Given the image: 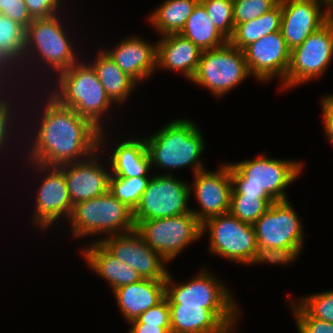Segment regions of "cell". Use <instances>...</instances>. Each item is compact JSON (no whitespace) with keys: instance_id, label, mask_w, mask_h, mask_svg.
Returning <instances> with one entry per match:
<instances>
[{"instance_id":"obj_25","label":"cell","mask_w":333,"mask_h":333,"mask_svg":"<svg viewBox=\"0 0 333 333\" xmlns=\"http://www.w3.org/2000/svg\"><path fill=\"white\" fill-rule=\"evenodd\" d=\"M113 150L109 161L112 168L111 176L125 178L148 176L151 163L145 139H126L118 143Z\"/></svg>"},{"instance_id":"obj_31","label":"cell","mask_w":333,"mask_h":333,"mask_svg":"<svg viewBox=\"0 0 333 333\" xmlns=\"http://www.w3.org/2000/svg\"><path fill=\"white\" fill-rule=\"evenodd\" d=\"M149 180L148 176L131 178L110 176L109 192L134 210L146 190Z\"/></svg>"},{"instance_id":"obj_41","label":"cell","mask_w":333,"mask_h":333,"mask_svg":"<svg viewBox=\"0 0 333 333\" xmlns=\"http://www.w3.org/2000/svg\"><path fill=\"white\" fill-rule=\"evenodd\" d=\"M30 15L35 18H48L57 15L61 0H24Z\"/></svg>"},{"instance_id":"obj_12","label":"cell","mask_w":333,"mask_h":333,"mask_svg":"<svg viewBox=\"0 0 333 333\" xmlns=\"http://www.w3.org/2000/svg\"><path fill=\"white\" fill-rule=\"evenodd\" d=\"M207 270L186 283L173 284L171 273L165 281V297L169 304L204 305L208 310H238L228 289Z\"/></svg>"},{"instance_id":"obj_19","label":"cell","mask_w":333,"mask_h":333,"mask_svg":"<svg viewBox=\"0 0 333 333\" xmlns=\"http://www.w3.org/2000/svg\"><path fill=\"white\" fill-rule=\"evenodd\" d=\"M193 189L201 211L191 210L204 223L207 219L230 211L232 180L230 165L227 163L216 172L203 170L193 175Z\"/></svg>"},{"instance_id":"obj_29","label":"cell","mask_w":333,"mask_h":333,"mask_svg":"<svg viewBox=\"0 0 333 333\" xmlns=\"http://www.w3.org/2000/svg\"><path fill=\"white\" fill-rule=\"evenodd\" d=\"M200 0H165L151 13L149 21L162 36L180 33Z\"/></svg>"},{"instance_id":"obj_36","label":"cell","mask_w":333,"mask_h":333,"mask_svg":"<svg viewBox=\"0 0 333 333\" xmlns=\"http://www.w3.org/2000/svg\"><path fill=\"white\" fill-rule=\"evenodd\" d=\"M302 248L284 247L271 248L268 246H257L252 264L270 262L272 264H289L297 258Z\"/></svg>"},{"instance_id":"obj_1","label":"cell","mask_w":333,"mask_h":333,"mask_svg":"<svg viewBox=\"0 0 333 333\" xmlns=\"http://www.w3.org/2000/svg\"><path fill=\"white\" fill-rule=\"evenodd\" d=\"M44 105L37 122L39 127L34 125L36 128L32 132L36 135L31 136L34 140L28 152L31 164L60 166L87 159L102 149L106 139L104 130L72 108L60 105L50 95Z\"/></svg>"},{"instance_id":"obj_20","label":"cell","mask_w":333,"mask_h":333,"mask_svg":"<svg viewBox=\"0 0 333 333\" xmlns=\"http://www.w3.org/2000/svg\"><path fill=\"white\" fill-rule=\"evenodd\" d=\"M97 153L99 152L93 154L91 158L58 166L64 172L73 205L109 191L111 172L107 168L104 170V166L100 165Z\"/></svg>"},{"instance_id":"obj_35","label":"cell","mask_w":333,"mask_h":333,"mask_svg":"<svg viewBox=\"0 0 333 333\" xmlns=\"http://www.w3.org/2000/svg\"><path fill=\"white\" fill-rule=\"evenodd\" d=\"M280 0H233V20L235 24L254 20L271 11Z\"/></svg>"},{"instance_id":"obj_4","label":"cell","mask_w":333,"mask_h":333,"mask_svg":"<svg viewBox=\"0 0 333 333\" xmlns=\"http://www.w3.org/2000/svg\"><path fill=\"white\" fill-rule=\"evenodd\" d=\"M53 92L48 93L60 105L72 108L78 115L90 120L101 131L103 114L113 102L107 96L91 64L74 63L68 70L58 74Z\"/></svg>"},{"instance_id":"obj_34","label":"cell","mask_w":333,"mask_h":333,"mask_svg":"<svg viewBox=\"0 0 333 333\" xmlns=\"http://www.w3.org/2000/svg\"><path fill=\"white\" fill-rule=\"evenodd\" d=\"M296 303L311 317L333 323V291L311 294Z\"/></svg>"},{"instance_id":"obj_27","label":"cell","mask_w":333,"mask_h":333,"mask_svg":"<svg viewBox=\"0 0 333 333\" xmlns=\"http://www.w3.org/2000/svg\"><path fill=\"white\" fill-rule=\"evenodd\" d=\"M202 51L216 49L228 43V39L215 27L205 7L199 2L179 33Z\"/></svg>"},{"instance_id":"obj_37","label":"cell","mask_w":333,"mask_h":333,"mask_svg":"<svg viewBox=\"0 0 333 333\" xmlns=\"http://www.w3.org/2000/svg\"><path fill=\"white\" fill-rule=\"evenodd\" d=\"M291 307L295 313L299 333H333V323L311 318L291 297Z\"/></svg>"},{"instance_id":"obj_17","label":"cell","mask_w":333,"mask_h":333,"mask_svg":"<svg viewBox=\"0 0 333 333\" xmlns=\"http://www.w3.org/2000/svg\"><path fill=\"white\" fill-rule=\"evenodd\" d=\"M248 70L258 81L280 77L282 89L290 63L291 50L281 31L268 34L248 45L244 50Z\"/></svg>"},{"instance_id":"obj_8","label":"cell","mask_w":333,"mask_h":333,"mask_svg":"<svg viewBox=\"0 0 333 333\" xmlns=\"http://www.w3.org/2000/svg\"><path fill=\"white\" fill-rule=\"evenodd\" d=\"M250 75L244 52L228 42L220 48L202 51L191 81L219 98Z\"/></svg>"},{"instance_id":"obj_42","label":"cell","mask_w":333,"mask_h":333,"mask_svg":"<svg viewBox=\"0 0 333 333\" xmlns=\"http://www.w3.org/2000/svg\"><path fill=\"white\" fill-rule=\"evenodd\" d=\"M21 66L22 65H20L9 53H7L4 49H2L0 47V87H1V84L4 87L8 84L7 83L8 81L11 82L9 76H11L13 73L14 74H16V73L20 74L21 72L20 71L18 72L17 69L19 68V70H20ZM6 76H8V78ZM5 83H6V85H4Z\"/></svg>"},{"instance_id":"obj_39","label":"cell","mask_w":333,"mask_h":333,"mask_svg":"<svg viewBox=\"0 0 333 333\" xmlns=\"http://www.w3.org/2000/svg\"><path fill=\"white\" fill-rule=\"evenodd\" d=\"M137 319L141 323L158 325L160 327H171L170 307L167 298L165 297L156 306L143 312Z\"/></svg>"},{"instance_id":"obj_23","label":"cell","mask_w":333,"mask_h":333,"mask_svg":"<svg viewBox=\"0 0 333 333\" xmlns=\"http://www.w3.org/2000/svg\"><path fill=\"white\" fill-rule=\"evenodd\" d=\"M166 280L142 279L113 290L121 314L131 322L165 298Z\"/></svg>"},{"instance_id":"obj_14","label":"cell","mask_w":333,"mask_h":333,"mask_svg":"<svg viewBox=\"0 0 333 333\" xmlns=\"http://www.w3.org/2000/svg\"><path fill=\"white\" fill-rule=\"evenodd\" d=\"M99 242L118 260L129 265L142 279L166 280L167 262L159 253L151 249L136 231L105 236Z\"/></svg>"},{"instance_id":"obj_11","label":"cell","mask_w":333,"mask_h":333,"mask_svg":"<svg viewBox=\"0 0 333 333\" xmlns=\"http://www.w3.org/2000/svg\"><path fill=\"white\" fill-rule=\"evenodd\" d=\"M333 58V16L291 50L285 89L324 74Z\"/></svg>"},{"instance_id":"obj_43","label":"cell","mask_w":333,"mask_h":333,"mask_svg":"<svg viewBox=\"0 0 333 333\" xmlns=\"http://www.w3.org/2000/svg\"><path fill=\"white\" fill-rule=\"evenodd\" d=\"M322 113L326 137L333 142V95L322 99Z\"/></svg>"},{"instance_id":"obj_18","label":"cell","mask_w":333,"mask_h":333,"mask_svg":"<svg viewBox=\"0 0 333 333\" xmlns=\"http://www.w3.org/2000/svg\"><path fill=\"white\" fill-rule=\"evenodd\" d=\"M171 333H234L239 310H208L204 305L169 304Z\"/></svg>"},{"instance_id":"obj_44","label":"cell","mask_w":333,"mask_h":333,"mask_svg":"<svg viewBox=\"0 0 333 333\" xmlns=\"http://www.w3.org/2000/svg\"><path fill=\"white\" fill-rule=\"evenodd\" d=\"M131 329L128 333H171V327L141 323L138 319L129 322Z\"/></svg>"},{"instance_id":"obj_10","label":"cell","mask_w":333,"mask_h":333,"mask_svg":"<svg viewBox=\"0 0 333 333\" xmlns=\"http://www.w3.org/2000/svg\"><path fill=\"white\" fill-rule=\"evenodd\" d=\"M191 188L172 173L151 177L133 210L134 221L173 217L192 213L188 207Z\"/></svg>"},{"instance_id":"obj_30","label":"cell","mask_w":333,"mask_h":333,"mask_svg":"<svg viewBox=\"0 0 333 333\" xmlns=\"http://www.w3.org/2000/svg\"><path fill=\"white\" fill-rule=\"evenodd\" d=\"M25 36L26 29L22 25L0 14V47L24 68Z\"/></svg>"},{"instance_id":"obj_38","label":"cell","mask_w":333,"mask_h":333,"mask_svg":"<svg viewBox=\"0 0 333 333\" xmlns=\"http://www.w3.org/2000/svg\"><path fill=\"white\" fill-rule=\"evenodd\" d=\"M0 14L13 19L25 29L34 19L24 0H0Z\"/></svg>"},{"instance_id":"obj_26","label":"cell","mask_w":333,"mask_h":333,"mask_svg":"<svg viewBox=\"0 0 333 333\" xmlns=\"http://www.w3.org/2000/svg\"><path fill=\"white\" fill-rule=\"evenodd\" d=\"M93 62L91 65L110 100L117 104L124 103L137 83L124 73L103 49L99 50Z\"/></svg>"},{"instance_id":"obj_32","label":"cell","mask_w":333,"mask_h":333,"mask_svg":"<svg viewBox=\"0 0 333 333\" xmlns=\"http://www.w3.org/2000/svg\"><path fill=\"white\" fill-rule=\"evenodd\" d=\"M270 206L265 197L231 195L229 212L241 222L253 225Z\"/></svg>"},{"instance_id":"obj_40","label":"cell","mask_w":333,"mask_h":333,"mask_svg":"<svg viewBox=\"0 0 333 333\" xmlns=\"http://www.w3.org/2000/svg\"><path fill=\"white\" fill-rule=\"evenodd\" d=\"M6 98L8 97H5L4 95L0 98V153L4 152L2 150H5L6 149L5 146L7 147L9 144L10 140L9 138L11 137L10 131L12 130V128H14L12 124L14 123L13 121L15 120V117L13 116L14 113H12L15 111L13 110V107L10 104L11 102L8 99L6 100ZM5 143H7V145Z\"/></svg>"},{"instance_id":"obj_9","label":"cell","mask_w":333,"mask_h":333,"mask_svg":"<svg viewBox=\"0 0 333 333\" xmlns=\"http://www.w3.org/2000/svg\"><path fill=\"white\" fill-rule=\"evenodd\" d=\"M206 231H209L210 235L211 253L231 262L250 265L257 248L253 225L241 222L228 212L211 217L202 223V233Z\"/></svg>"},{"instance_id":"obj_16","label":"cell","mask_w":333,"mask_h":333,"mask_svg":"<svg viewBox=\"0 0 333 333\" xmlns=\"http://www.w3.org/2000/svg\"><path fill=\"white\" fill-rule=\"evenodd\" d=\"M36 171H46L43 181L37 190L34 219L32 222L40 226L43 230L47 229L61 216L69 218L73 204L69 196L67 182L64 172L58 166H43L37 163ZM38 167V168H37Z\"/></svg>"},{"instance_id":"obj_3","label":"cell","mask_w":333,"mask_h":333,"mask_svg":"<svg viewBox=\"0 0 333 333\" xmlns=\"http://www.w3.org/2000/svg\"><path fill=\"white\" fill-rule=\"evenodd\" d=\"M204 137L195 123L187 119H177L145 138L151 167L193 168V174L206 170L200 156L205 147Z\"/></svg>"},{"instance_id":"obj_15","label":"cell","mask_w":333,"mask_h":333,"mask_svg":"<svg viewBox=\"0 0 333 333\" xmlns=\"http://www.w3.org/2000/svg\"><path fill=\"white\" fill-rule=\"evenodd\" d=\"M325 5L326 10L321 6ZM281 33L290 50L301 45L310 34L333 16L329 0H281Z\"/></svg>"},{"instance_id":"obj_2","label":"cell","mask_w":333,"mask_h":333,"mask_svg":"<svg viewBox=\"0 0 333 333\" xmlns=\"http://www.w3.org/2000/svg\"><path fill=\"white\" fill-rule=\"evenodd\" d=\"M265 156L229 164L231 195L265 197L271 204L288 200L285 189L297 179L303 163Z\"/></svg>"},{"instance_id":"obj_28","label":"cell","mask_w":333,"mask_h":333,"mask_svg":"<svg viewBox=\"0 0 333 333\" xmlns=\"http://www.w3.org/2000/svg\"><path fill=\"white\" fill-rule=\"evenodd\" d=\"M282 22L281 0L271 11L244 23L235 24L234 32L228 42L240 50L260 38L280 31Z\"/></svg>"},{"instance_id":"obj_5","label":"cell","mask_w":333,"mask_h":333,"mask_svg":"<svg viewBox=\"0 0 333 333\" xmlns=\"http://www.w3.org/2000/svg\"><path fill=\"white\" fill-rule=\"evenodd\" d=\"M68 219L75 238L93 234L110 236L136 230L133 210L109 191L74 204Z\"/></svg>"},{"instance_id":"obj_7","label":"cell","mask_w":333,"mask_h":333,"mask_svg":"<svg viewBox=\"0 0 333 333\" xmlns=\"http://www.w3.org/2000/svg\"><path fill=\"white\" fill-rule=\"evenodd\" d=\"M144 242L170 262L189 244L202 236V223L193 213L135 221Z\"/></svg>"},{"instance_id":"obj_33","label":"cell","mask_w":333,"mask_h":333,"mask_svg":"<svg viewBox=\"0 0 333 333\" xmlns=\"http://www.w3.org/2000/svg\"><path fill=\"white\" fill-rule=\"evenodd\" d=\"M215 27L229 40L233 35V0H200Z\"/></svg>"},{"instance_id":"obj_24","label":"cell","mask_w":333,"mask_h":333,"mask_svg":"<svg viewBox=\"0 0 333 333\" xmlns=\"http://www.w3.org/2000/svg\"><path fill=\"white\" fill-rule=\"evenodd\" d=\"M84 250L81 253L90 268L106 279L112 290L142 280L136 270L114 257L99 241Z\"/></svg>"},{"instance_id":"obj_13","label":"cell","mask_w":333,"mask_h":333,"mask_svg":"<svg viewBox=\"0 0 333 333\" xmlns=\"http://www.w3.org/2000/svg\"><path fill=\"white\" fill-rule=\"evenodd\" d=\"M257 246L271 248H302L304 231L293 205L288 201H275L253 224Z\"/></svg>"},{"instance_id":"obj_21","label":"cell","mask_w":333,"mask_h":333,"mask_svg":"<svg viewBox=\"0 0 333 333\" xmlns=\"http://www.w3.org/2000/svg\"><path fill=\"white\" fill-rule=\"evenodd\" d=\"M104 51L136 83L146 80L157 68V45L139 36L122 39L113 49Z\"/></svg>"},{"instance_id":"obj_22","label":"cell","mask_w":333,"mask_h":333,"mask_svg":"<svg viewBox=\"0 0 333 333\" xmlns=\"http://www.w3.org/2000/svg\"><path fill=\"white\" fill-rule=\"evenodd\" d=\"M162 37L157 45L156 66L166 70L183 72L192 80L198 69L202 50L179 33Z\"/></svg>"},{"instance_id":"obj_6","label":"cell","mask_w":333,"mask_h":333,"mask_svg":"<svg viewBox=\"0 0 333 333\" xmlns=\"http://www.w3.org/2000/svg\"><path fill=\"white\" fill-rule=\"evenodd\" d=\"M58 14L48 18H35L26 28L24 62L39 57L58 73L68 70L79 59ZM36 53V54H34ZM30 54V55H29ZM38 54V55H37ZM28 58H27V57ZM35 56V57H34ZM28 59V60H27Z\"/></svg>"}]
</instances>
